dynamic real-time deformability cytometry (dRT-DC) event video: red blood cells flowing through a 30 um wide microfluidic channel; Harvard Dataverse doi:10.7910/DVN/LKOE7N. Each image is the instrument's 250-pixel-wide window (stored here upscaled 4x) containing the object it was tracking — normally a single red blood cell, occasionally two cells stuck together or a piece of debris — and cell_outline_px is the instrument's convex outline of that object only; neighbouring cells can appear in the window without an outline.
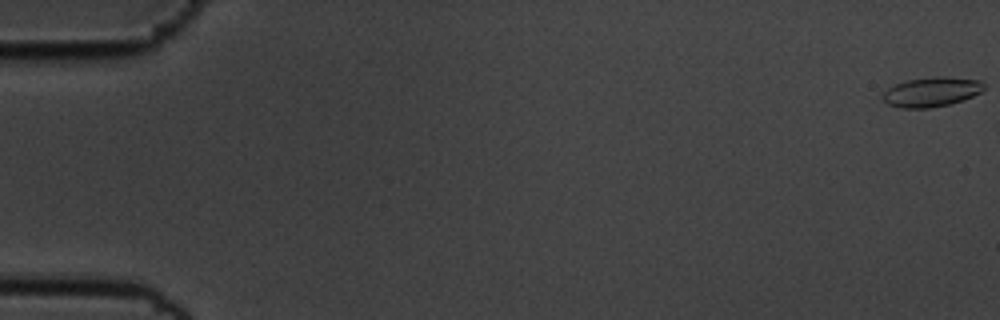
{"species": "common noctule bat (a hibernating species)", "species_latin": "Nyctalus noctula", "temperature_condition": "cold", "stored_images_in_passage": 7, "camera_frame_rate_fps": 3000, "um_per_image_px": 0.085, "animal": {"sex": "male", "body_mass_g": 19.5, "forearm_length_mm": 54.6}, "frame": {"image": 1, "passage_image": 1, "time_ms": 0.0, "image_size_px": [1000, 320], "cell_outline_px": [[984, 88], [980, 92], [964, 100], [948, 104], [928, 108], [900, 108], [888, 104], [880, 96], [888, 88], [896, 84], [908, 80], [940, 76], [984, 80]], "centroid_in_image_um": [79.19, 7.81], "position_along_channel_um": 5.8, "area_um2": 17.4}}